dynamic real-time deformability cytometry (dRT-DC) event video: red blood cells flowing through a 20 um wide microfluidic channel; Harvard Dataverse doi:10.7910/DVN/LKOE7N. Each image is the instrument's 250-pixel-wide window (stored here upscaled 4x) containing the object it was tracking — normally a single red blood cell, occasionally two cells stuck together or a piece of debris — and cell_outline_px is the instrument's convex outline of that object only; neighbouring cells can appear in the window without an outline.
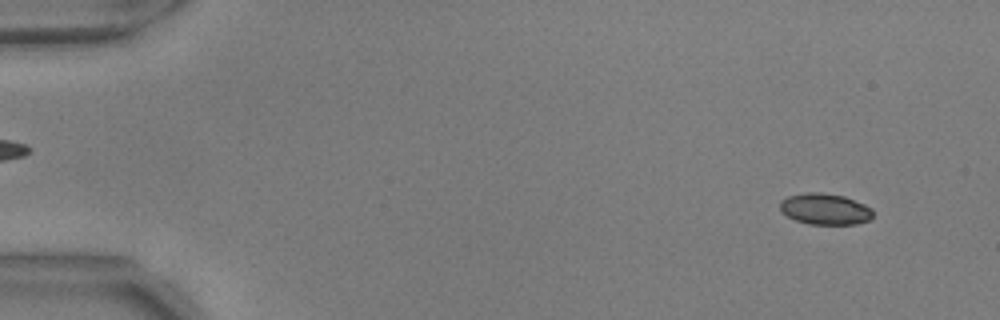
{"species": "common noctule bat (a hibernating species)", "species_latin": "Nyctalus noctula", "temperature_condition": "warm", "stored_images_in_passage": 56, "camera_frame_rate_fps": 3000, "um_per_image_px": 0.085, "animal": {"sex": "male", "body_mass_g": 17.9, "forearm_length_mm": 54.2}, "frame": {"image": 1, "passage_image": 5, "time_ms": 1.333, "image_size_px": [1000, 320], "cell_outline_px": [[872, 216], [868, 220], [856, 224], [808, 224], [796, 220], [780, 212], [780, 200], [788, 196], [808, 192], [820, 192], [844, 196], [864, 204], [872, 208]], "centroid_in_image_um": [70.1, 17.76], "position_along_channel_um": 14.9, "area_um2": 16.88}}
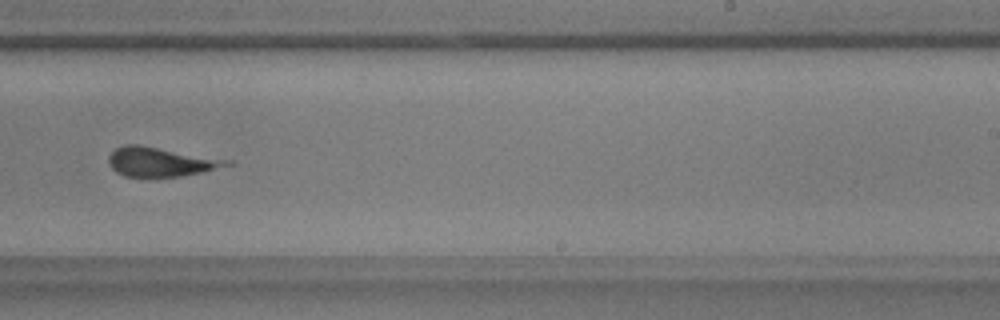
{"frame": {"image": 2, "passage_image": 36, "time_ms": 11.667, "image_size_px": [1000, 320], "cell_outline_px": [[236, 164], [200, 172], [180, 176], [124, 176], [116, 172], [112, 168], [108, 160], [108, 156], [116, 148], [124, 144], [136, 144], [232, 160]], "centroid_in_image_um": [13.67, 13.75], "position_along_channel_um": 275.3, "area_um2": 19.94}}
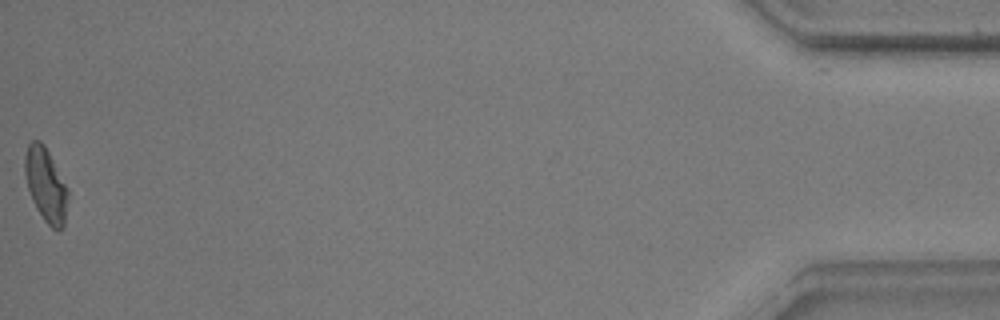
{"frame": {"image": 3, "passage_image": 56, "time_ms": 18.333, "image_size_px": [1000, 320], "cell_outline_px": [[68, 200], [64, 224], [60, 232], [52, 228], [44, 220], [36, 208], [32, 200], [28, 188], [24, 172], [24, 156], [28, 144], [32, 140], [40, 140], [44, 144], [68, 188]], "centroid_in_image_um": [3.89, 15.71], "position_along_channel_um": 431.3, "area_um2": 18.61}, "authors_computed_cell_mechanics": {"area_um2": 18.5249, "velocity_mm_per_s": 3.6796, "shape_relaxation_time_tau1_ms": 1.8521, "shape_relaxation_time_tau2_ms": 1.8636, "deformation_change_tau1": 0.0847, "deformation_change_tau2": 0.1282}}